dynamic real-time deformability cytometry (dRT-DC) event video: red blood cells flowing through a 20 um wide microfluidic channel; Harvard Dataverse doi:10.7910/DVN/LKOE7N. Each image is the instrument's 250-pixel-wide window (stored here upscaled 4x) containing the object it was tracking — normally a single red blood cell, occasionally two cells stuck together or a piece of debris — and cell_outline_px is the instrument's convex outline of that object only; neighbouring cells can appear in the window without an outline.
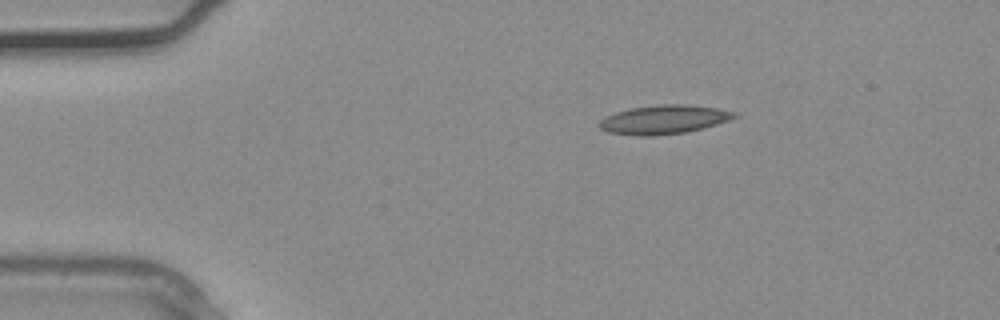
{"species": "common noctule bat (a hibernating species)", "species_latin": "Nyctalus noctula", "temperature_condition": "warm", "stored_images_in_passage": 2, "camera_frame_rate_fps": 3000, "um_per_image_px": 0.085, "animal": {"sex": "male", "body_mass_g": 20.4}, "frame": {"image": 1, "passage_image": 1, "time_ms": 0.0, "image_size_px": [1000, 320], "cell_outline_px": [[740, 116], [704, 128], [684, 132], [652, 136], [636, 136], [608, 132], [600, 128], [596, 124], [600, 120], [616, 112], [632, 108], [664, 104], [684, 104], [716, 108], [736, 112]], "centroid_in_image_um": [56.43, 10.17], "position_along_channel_um": 28.6, "area_um2": 22.6}}